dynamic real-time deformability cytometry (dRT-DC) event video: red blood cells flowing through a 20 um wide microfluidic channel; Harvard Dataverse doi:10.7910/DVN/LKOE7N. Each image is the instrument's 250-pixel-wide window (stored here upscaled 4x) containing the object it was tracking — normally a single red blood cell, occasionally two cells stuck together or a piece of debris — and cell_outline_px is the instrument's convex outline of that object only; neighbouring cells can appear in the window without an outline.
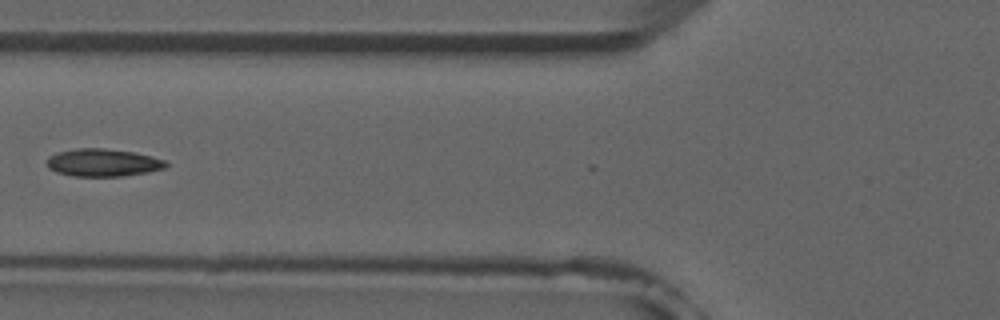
{"species": "common noctule bat (a hibernating species)", "species_latin": "Nyctalus noctula", "temperature_condition": "room temperature", "stored_images_in_passage": 7, "camera_frame_rate_fps": 3000, "um_per_image_px": 0.085, "animal": {"sex": "male", "forearm_length_mm": 52.5}, "frame": {"image": 1, "passage_image": 7, "time_ms": 7.0, "image_size_px": [1000, 320], "cell_outline_px": [[168, 164], [164, 168], [148, 172], [120, 176], [72, 176], [56, 172], [48, 168], [48, 156], [56, 152], [76, 148], [104, 148], [132, 152], [152, 156], [164, 160]], "centroid_in_image_um": [8.72, 13.82], "position_along_channel_um": 117.1, "area_um2": 19.13}}